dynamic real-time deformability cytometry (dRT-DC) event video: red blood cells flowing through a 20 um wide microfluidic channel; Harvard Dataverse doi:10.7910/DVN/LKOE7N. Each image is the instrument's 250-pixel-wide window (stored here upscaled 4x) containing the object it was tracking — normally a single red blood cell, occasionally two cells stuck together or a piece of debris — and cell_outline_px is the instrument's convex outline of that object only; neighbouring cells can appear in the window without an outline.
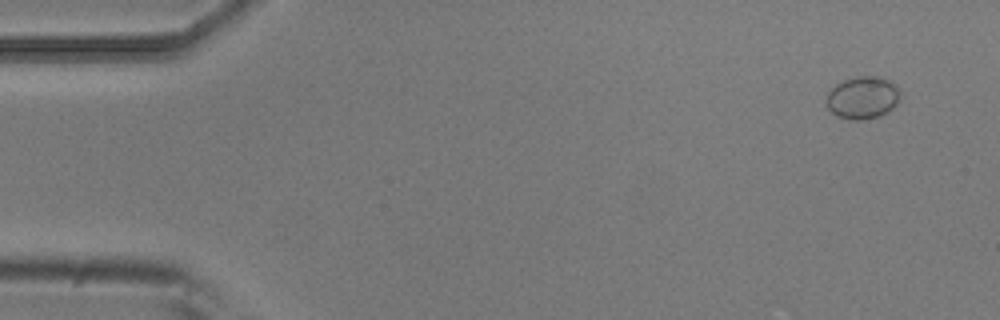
{"species": "common noctule bat (a hibernating species)", "species_latin": "Nyctalus noctula", "temperature_condition": "room temperature", "stored_images_in_passage": 5, "camera_frame_rate_fps": 3000, "um_per_image_px": 0.085, "animal": {"sex": "male", "body_mass_g": 20.5, "forearm_length_mm": 52.5}, "frame": {"image": 1, "passage_image": 1, "time_ms": 0.0, "image_size_px": [1000, 320], "cell_outline_px": [[900, 96], [896, 104], [892, 108], [880, 116], [860, 120], [848, 120], [836, 116], [828, 108], [828, 92], [836, 84], [844, 80], [856, 76], [876, 76], [888, 80], [896, 84], [900, 92]], "centroid_in_image_um": [73.33, 8.3], "position_along_channel_um": 11.7, "area_um2": 18.21}}
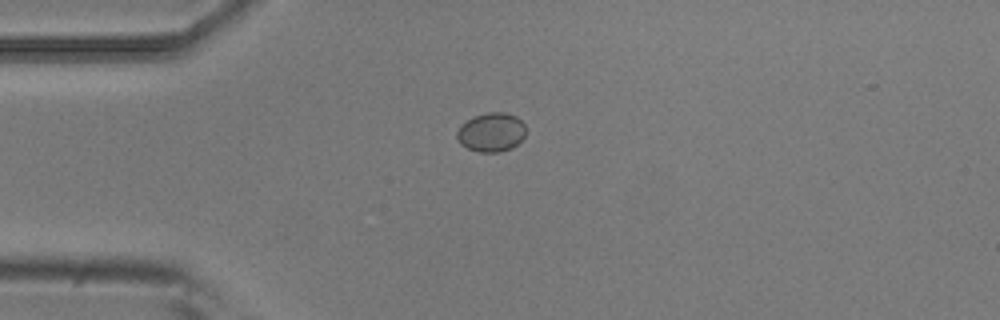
{"frame": {"image": 2, "passage_image": 4, "time_ms": 1.0, "image_size_px": [1000, 320], "cell_outline_px": [[524, 136], [512, 148], [500, 152], [480, 152], [468, 148], [460, 144], [456, 136], [456, 132], [460, 124], [476, 116], [488, 112], [504, 112], [516, 116], [524, 124]], "centroid_in_image_um": [41.73, 11.24], "position_along_channel_um": 43.3, "area_um2": 15.55}}
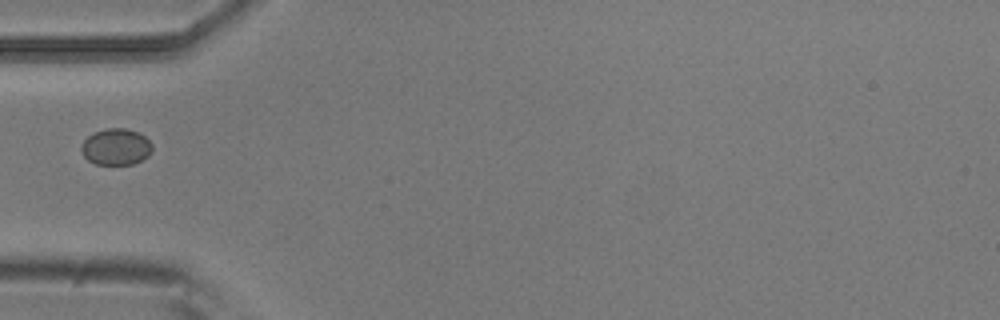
{"frame": {"image": 3, "passage_image": 5, "time_ms": 1.333, "image_size_px": [1000, 320], "cell_outline_px": [[152, 148], [148, 156], [132, 164], [96, 164], [88, 160], [84, 156], [80, 148], [80, 144], [92, 132], [108, 128], [124, 128], [136, 132], [144, 136], [152, 144]], "centroid_in_image_um": [9.82, 12.47], "position_along_channel_um": 75.2, "area_um2": 14.97}}